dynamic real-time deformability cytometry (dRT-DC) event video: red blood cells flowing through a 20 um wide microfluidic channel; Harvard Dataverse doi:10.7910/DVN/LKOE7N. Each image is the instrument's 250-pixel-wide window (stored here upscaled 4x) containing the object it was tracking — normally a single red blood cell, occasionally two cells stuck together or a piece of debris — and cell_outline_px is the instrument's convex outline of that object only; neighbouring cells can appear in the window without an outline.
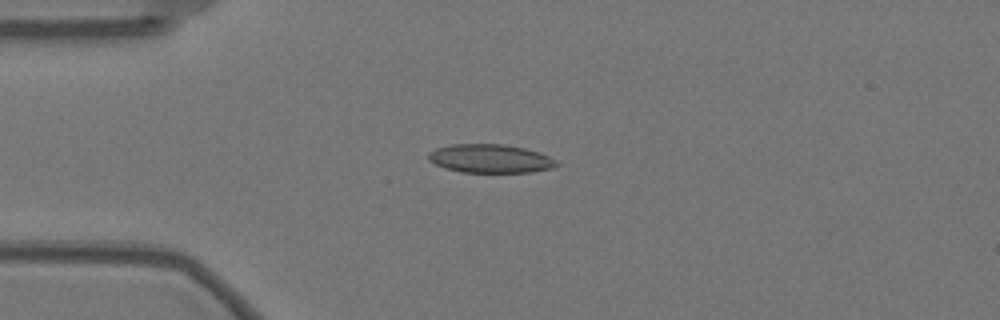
{"species": "Egyptian fruit bat (a non-hibernating species)", "species_latin": "Rousettus aegyptiacus", "temperature_condition": "warm", "stored_images_in_passage": 57, "camera_frame_rate_fps": 3000, "um_per_image_px": 0.085, "animal": {"sex": "female"}, "frame": {"image": 1, "passage_image": 14, "time_ms": 4.333, "image_size_px": [1000, 320], "cell_outline_px": [[560, 164], [552, 168], [528, 172], [460, 172], [444, 168], [428, 160], [428, 152], [436, 148], [448, 144], [504, 144], [524, 148], [540, 152], [556, 160]], "centroid_in_image_um": [41.65, 13.47], "position_along_channel_um": 43.4, "area_um2": 21.44}}
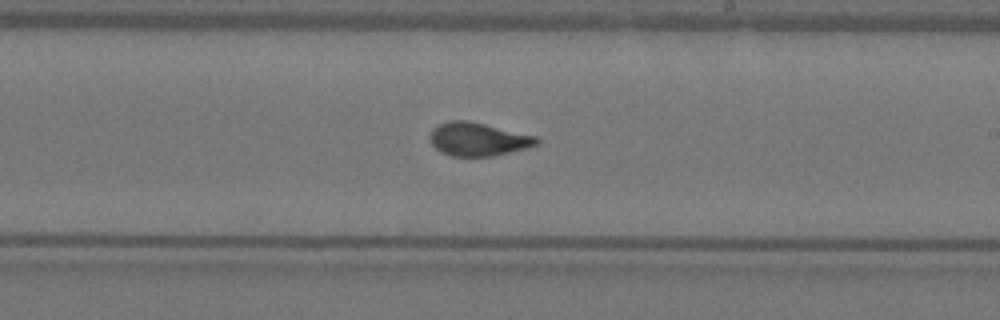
{"frame": {"image": 2, "passage_image": 33, "time_ms": 10.667, "image_size_px": [1000, 320], "cell_outline_px": [[540, 144], [492, 156], [452, 156], [440, 152], [432, 144], [432, 128], [448, 120], [468, 120], [536, 136], [540, 140]], "centroid_in_image_um": [40.64, 11.83], "position_along_channel_um": 248.4, "area_um2": 20.46}}
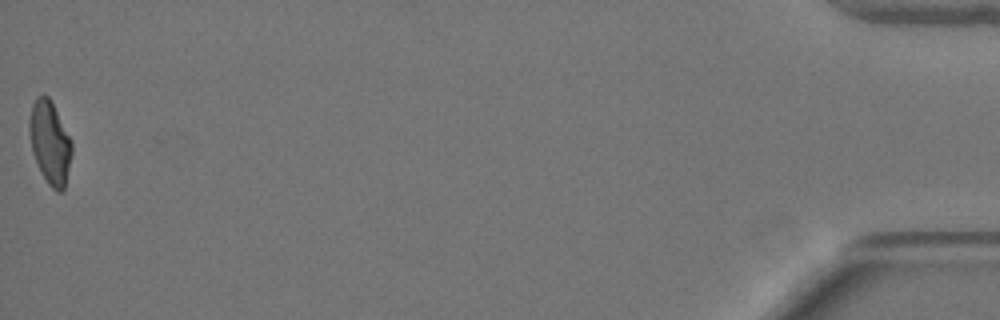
{"frame": {"image": 3, "passage_image": 57, "time_ms": 18.667, "image_size_px": [1000, 320], "cell_outline_px": [[72, 152], [64, 192], [56, 192], [48, 184], [32, 152], [28, 124], [28, 120], [32, 104], [36, 96], [44, 92], [52, 100], [72, 140]], "centroid_in_image_um": [4.25, 12.06], "position_along_channel_um": 430.9, "area_um2": 20.87}, "authors_computed_cell_mechanics": {"area_um2": 20.7502, "velocity_mm_per_s": 3.5318, "shape_relaxation_time_tau1_ms": 7.6771, "shape_relaxation_time_tau2_ms": 1.0248, "deformation_change_tau1": 0.2129, "deformation_change_tau2": 0.0645}}